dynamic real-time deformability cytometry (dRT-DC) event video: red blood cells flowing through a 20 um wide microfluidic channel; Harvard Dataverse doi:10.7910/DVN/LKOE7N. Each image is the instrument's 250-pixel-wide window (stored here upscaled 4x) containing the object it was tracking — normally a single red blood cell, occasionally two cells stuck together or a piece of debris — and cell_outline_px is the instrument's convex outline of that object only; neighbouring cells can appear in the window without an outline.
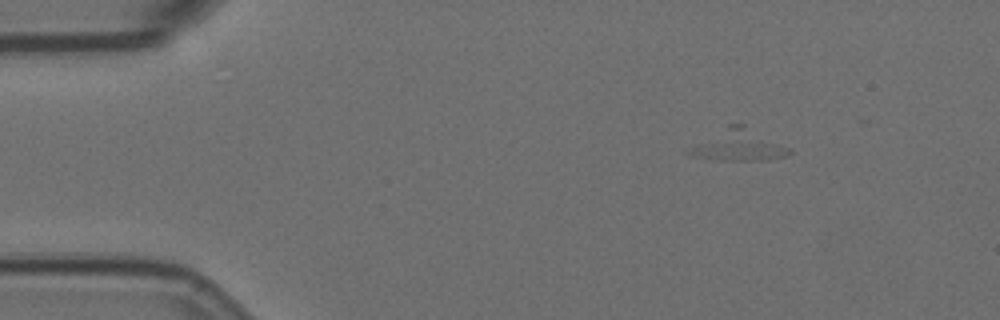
{"species": "Egyptian fruit bat (a non-hibernating species)", "species_latin": "Rousettus aegyptiacus", "temperature_condition": "room temperature", "stored_images_in_passage": 5, "camera_frame_rate_fps": 3000, "um_per_image_px": 0.085, "animal": {"sex": "female"}, "frame": {"image": 1, "passage_image": 2, "time_ms": 0.333, "image_size_px": [1000, 320], "cell_outline_px": [[792, 152], [784, 156], [764, 160], [712, 160], [696, 156], [684, 152], [728, 124], [744, 124], [788, 148]], "centroid_in_image_um": [62.76, 12.35], "position_along_channel_um": 22.2, "area_um2": 17.69}}
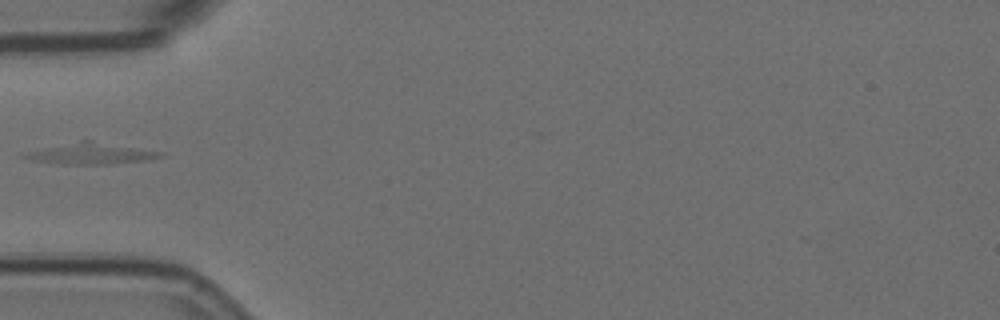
{"frame": {"image": 2, "passage_image": 5, "time_ms": 1.333, "image_size_px": [1000, 320], "cell_outline_px": [[164, 156], [144, 160], [104, 164], [64, 164], [28, 160], [20, 156], [28, 152], [80, 140], [92, 140], [164, 152]], "centroid_in_image_um": [7.74, 13.05], "position_along_channel_um": 77.3, "area_um2": 16.47}}